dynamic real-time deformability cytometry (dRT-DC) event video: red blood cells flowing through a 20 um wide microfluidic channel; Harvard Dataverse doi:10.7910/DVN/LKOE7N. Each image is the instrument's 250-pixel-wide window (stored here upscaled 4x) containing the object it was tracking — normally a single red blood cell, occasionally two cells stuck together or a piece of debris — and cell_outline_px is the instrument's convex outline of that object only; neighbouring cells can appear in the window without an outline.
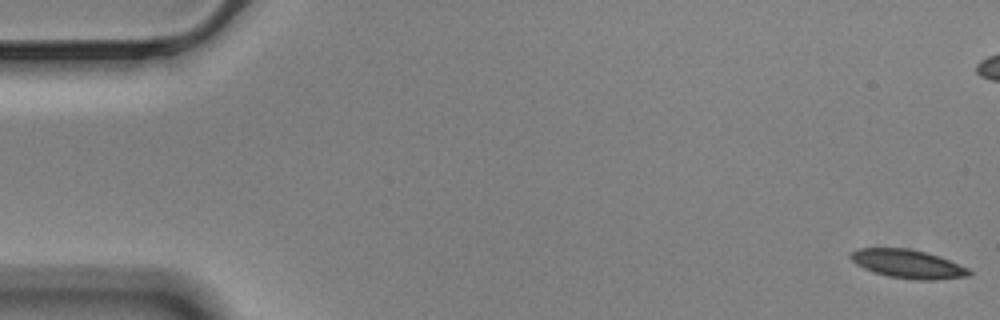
{"species": "Egyptian fruit bat (a non-hibernating species)", "species_latin": "Rousettus aegyptiacus", "temperature_condition": "cold", "stored_images_in_passage": 14, "camera_frame_rate_fps": 3000, "um_per_image_px": 0.085, "animal": {"sex": "male"}, "frame": {"image": 1, "passage_image": 1, "time_ms": 0.0, "image_size_px": [1000, 320], "cell_outline_px": [[972, 272], [968, 276], [932, 280], [916, 280], [888, 276], [864, 268], [856, 264], [848, 256], [852, 252], [860, 248], [908, 248], [940, 256], [968, 268]], "centroid_in_image_um": [77.17, 22.43], "position_along_channel_um": 7.8, "area_um2": 19.54}}